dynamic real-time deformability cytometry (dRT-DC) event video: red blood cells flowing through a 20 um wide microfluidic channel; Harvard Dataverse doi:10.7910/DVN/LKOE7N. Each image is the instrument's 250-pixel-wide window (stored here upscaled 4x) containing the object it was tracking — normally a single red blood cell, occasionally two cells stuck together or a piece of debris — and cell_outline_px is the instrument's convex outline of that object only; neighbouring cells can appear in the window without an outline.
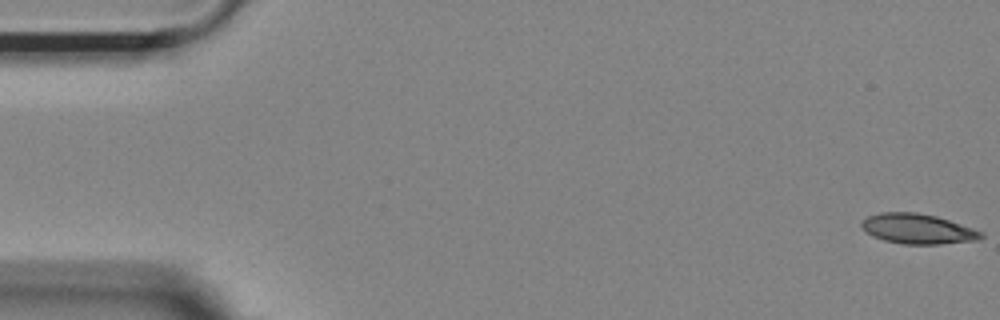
{"species": "Egyptian fruit bat (a non-hibernating species)", "species_latin": "Rousettus aegyptiacus", "temperature_condition": "room temperature", "stored_images_in_passage": 54, "camera_frame_rate_fps": 3000, "um_per_image_px": 0.085, "animal": {"sex": "female"}, "frame": {"image": 1, "passage_image": 1, "time_ms": 0.0, "image_size_px": [1000, 320], "cell_outline_px": [[984, 236], [976, 240], [940, 244], [904, 244], [884, 240], [872, 236], [860, 224], [860, 220], [868, 216], [880, 212], [916, 212], [936, 216], [984, 232]], "centroid_in_image_um": [77.98, 19.44], "position_along_channel_um": 7.0, "area_um2": 20.81}}
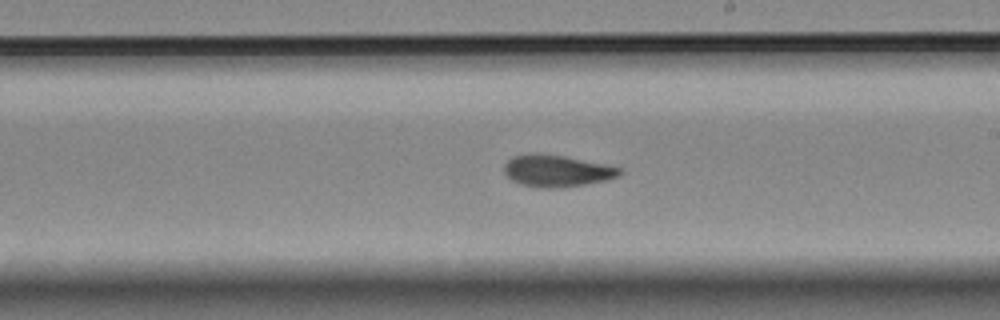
{"frame": {"image": 2, "passage_image": 31, "time_ms": 10.0, "image_size_px": [1000, 320], "cell_outline_px": [[624, 172], [620, 176], [608, 180], [584, 184], [556, 188], [540, 188], [520, 184], [512, 180], [504, 172], [504, 164], [512, 156], [532, 152], [564, 156], [604, 164], [620, 168]], "centroid_in_image_um": [47.32, 14.52], "position_along_channel_um": 241.7, "area_um2": 21.5}}
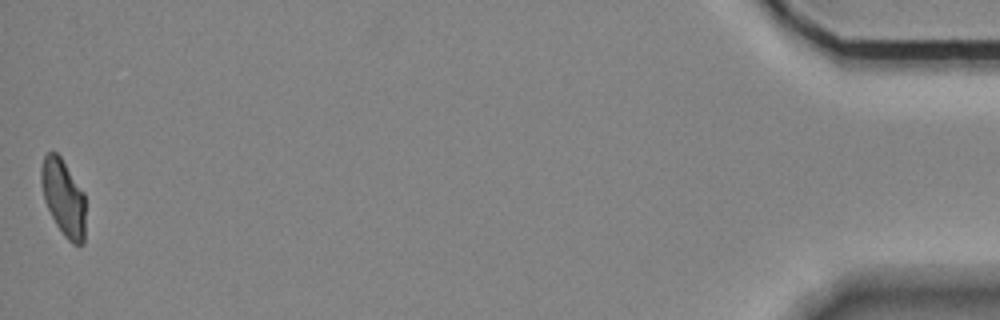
{"frame": {"image": 3, "passage_image": 54, "time_ms": 17.667, "image_size_px": [1000, 320], "cell_outline_px": [[84, 244], [72, 244], [64, 236], [56, 224], [44, 200], [40, 180], [40, 172], [44, 156], [48, 152], [56, 152], [60, 156], [84, 192]], "centroid_in_image_um": [5.38, 16.79], "position_along_channel_um": 429.8, "area_um2": 19.59}, "authors_computed_cell_mechanics": {"area_um2": 20.8947, "velocity_mm_per_s": 3.6806, "shape_relaxation_time_tau1_ms": 6.4332, "shape_relaxation_time_tau2_ms": 2.8094, "deformation_change_tau1": 0.1544, "deformation_change_tau2": 0.075}}